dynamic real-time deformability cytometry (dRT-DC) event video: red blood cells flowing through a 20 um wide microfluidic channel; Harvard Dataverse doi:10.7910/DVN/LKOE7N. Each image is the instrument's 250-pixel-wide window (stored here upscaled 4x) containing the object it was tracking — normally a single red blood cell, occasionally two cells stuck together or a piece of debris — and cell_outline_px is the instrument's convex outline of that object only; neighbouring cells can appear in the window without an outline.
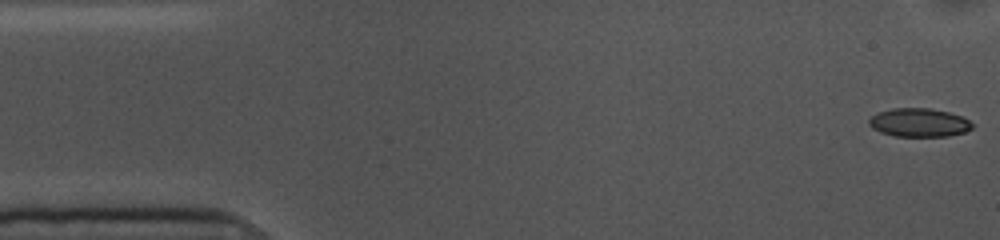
{"species": "common noctule bat (a hibernating species)", "species_latin": "Nyctalus noctula", "temperature_condition": "cold", "stored_images_in_passage": 15, "camera_frame_rate_fps": 3000, "um_per_image_px": 0.085, "animal": {"sex": "female", "body_mass_g": 10.0, "forearm_length_mm": 53.1}, "frame": {"image": 1, "passage_image": 1, "time_ms": 0.0, "image_size_px": [1000, 240], "cell_outline_px": [[972, 128], [964, 132], [948, 136], [896, 136], [880, 132], [872, 128], [868, 124], [868, 120], [872, 116], [880, 112], [892, 108], [928, 108], [948, 112], [964, 116], [972, 124]], "centroid_in_image_um": [78.12, 10.42], "position_along_channel_um": 6.9, "area_um2": 17.11}}
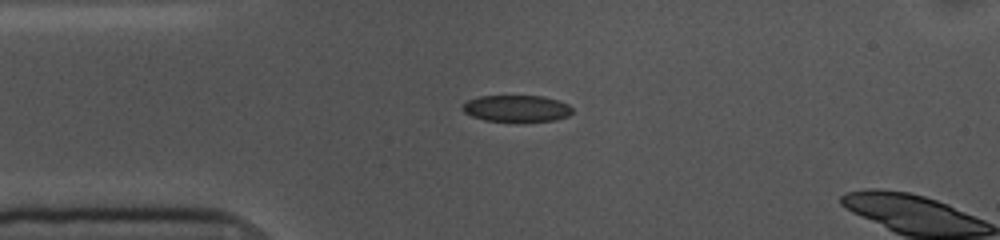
{"frame": {"image": 2, "passage_image": 12, "time_ms": 3.667, "image_size_px": [1000, 240], "cell_outline_px": [[572, 112], [568, 116], [556, 120], [516, 124], [484, 120], [472, 116], [464, 112], [460, 108], [468, 100], [480, 96], [544, 96], [568, 104], [572, 108]], "centroid_in_image_um": [43.91, 9.26], "position_along_channel_um": 41.1, "area_um2": 17.69}}